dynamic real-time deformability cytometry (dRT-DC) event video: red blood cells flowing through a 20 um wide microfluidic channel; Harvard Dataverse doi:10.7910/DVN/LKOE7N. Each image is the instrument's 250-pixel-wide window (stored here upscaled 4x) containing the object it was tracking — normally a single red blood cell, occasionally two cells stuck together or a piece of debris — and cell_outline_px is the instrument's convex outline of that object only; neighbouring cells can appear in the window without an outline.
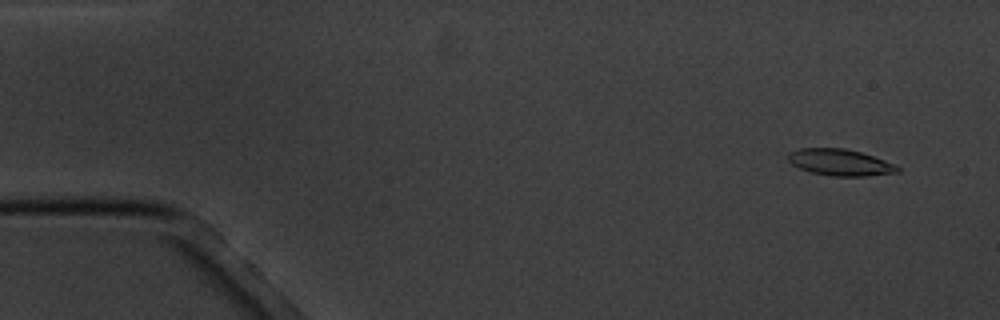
{"species": "common noctule bat (a hibernating species)", "species_latin": "Nyctalus noctula", "temperature_condition": "cold", "stored_images_in_passage": 5, "camera_frame_rate_fps": 3000, "um_per_image_px": 0.085, "animal": {"sex": "male", "body_mass_g": 20.1, "forearm_length_mm": 53.5}, "frame": {"image": 1, "passage_image": 1, "time_ms": 0.0, "image_size_px": [1000, 320], "cell_outline_px": [[900, 172], [868, 176], [832, 176], [812, 172], [800, 168], [792, 164], [788, 160], [788, 152], [800, 148], [844, 148], [860, 152], [896, 164], [900, 168]], "centroid_in_image_um": [71.42, 13.8], "position_along_channel_um": 13.6, "area_um2": 16.88}}